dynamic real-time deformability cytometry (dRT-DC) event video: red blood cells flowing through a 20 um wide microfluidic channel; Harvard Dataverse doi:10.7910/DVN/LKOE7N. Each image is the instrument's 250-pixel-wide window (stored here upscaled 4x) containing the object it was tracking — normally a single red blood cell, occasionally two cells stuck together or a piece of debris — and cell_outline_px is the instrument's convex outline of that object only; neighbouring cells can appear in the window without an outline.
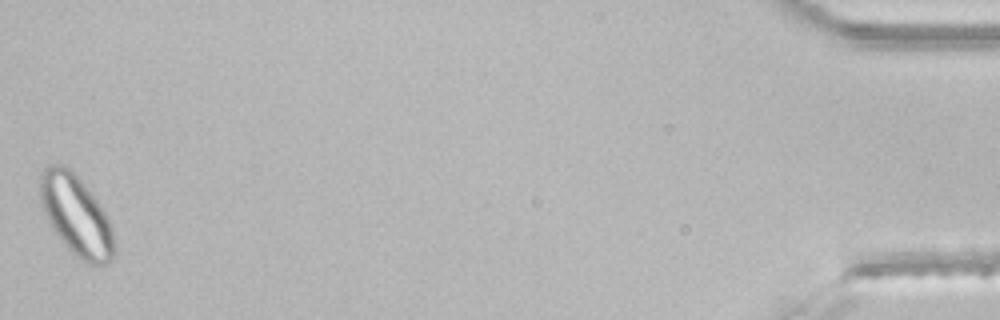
{"species": "common noctule bat (a hibernating species)", "species_latin": "Nyctalus noctula", "temperature_condition": "room temperature", "stored_images_in_passage": 48, "segment_of_instrument_passage": [2, 2], "camera_frame_rate_fps": 3000, "um_per_image_px": 0.085, "animal": {"sex": "male", "body_mass_g": 21.5, "forearm_length_mm": 52.0}, "frame": {"image": 1, "passage_image": 48, "time_ms": 15.667, "image_size_px": [1000, 320], "cell_outline_px": [[116, 256], [108, 264], [88, 264], [80, 260], [60, 240], [52, 228], [44, 212], [40, 200], [40, 172], [48, 164], [60, 164], [68, 168], [84, 184], [100, 204], [108, 216], [112, 228], [116, 248]], "centroid_in_image_um": [6.5, 18.34], "position_along_channel_um": 428.7, "area_um2": 34.91}}